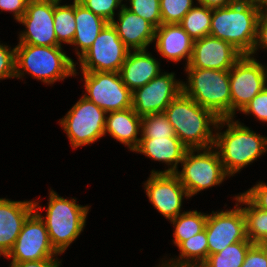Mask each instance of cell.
<instances>
[{
  "label": "cell",
  "instance_id": "obj_1",
  "mask_svg": "<svg viewBox=\"0 0 267 267\" xmlns=\"http://www.w3.org/2000/svg\"><path fill=\"white\" fill-rule=\"evenodd\" d=\"M224 126L227 129L219 132ZM215 131L213 147L229 176L241 171L267 151V137L250 130L238 120L234 121V117L220 118Z\"/></svg>",
  "mask_w": 267,
  "mask_h": 267
},
{
  "label": "cell",
  "instance_id": "obj_2",
  "mask_svg": "<svg viewBox=\"0 0 267 267\" xmlns=\"http://www.w3.org/2000/svg\"><path fill=\"white\" fill-rule=\"evenodd\" d=\"M164 114L173 126L175 135L188 149L213 147L215 130L212 129L216 127L219 118L211 110L181 92L167 106Z\"/></svg>",
  "mask_w": 267,
  "mask_h": 267
},
{
  "label": "cell",
  "instance_id": "obj_3",
  "mask_svg": "<svg viewBox=\"0 0 267 267\" xmlns=\"http://www.w3.org/2000/svg\"><path fill=\"white\" fill-rule=\"evenodd\" d=\"M261 10L241 0L229 6L214 8L209 35L230 43L243 55H250Z\"/></svg>",
  "mask_w": 267,
  "mask_h": 267
},
{
  "label": "cell",
  "instance_id": "obj_4",
  "mask_svg": "<svg viewBox=\"0 0 267 267\" xmlns=\"http://www.w3.org/2000/svg\"><path fill=\"white\" fill-rule=\"evenodd\" d=\"M24 72L44 84H54L77 74L76 63L62 46L18 44L15 46V78L20 79Z\"/></svg>",
  "mask_w": 267,
  "mask_h": 267
},
{
  "label": "cell",
  "instance_id": "obj_5",
  "mask_svg": "<svg viewBox=\"0 0 267 267\" xmlns=\"http://www.w3.org/2000/svg\"><path fill=\"white\" fill-rule=\"evenodd\" d=\"M48 201L45 216L39 212L44 207L33 200L34 210L44 221L53 248L62 254L83 231L90 207L77 204L74 198H63L51 189Z\"/></svg>",
  "mask_w": 267,
  "mask_h": 267
},
{
  "label": "cell",
  "instance_id": "obj_6",
  "mask_svg": "<svg viewBox=\"0 0 267 267\" xmlns=\"http://www.w3.org/2000/svg\"><path fill=\"white\" fill-rule=\"evenodd\" d=\"M187 83L182 92L200 106L211 110L219 119L231 117L229 70L185 68Z\"/></svg>",
  "mask_w": 267,
  "mask_h": 267
},
{
  "label": "cell",
  "instance_id": "obj_7",
  "mask_svg": "<svg viewBox=\"0 0 267 267\" xmlns=\"http://www.w3.org/2000/svg\"><path fill=\"white\" fill-rule=\"evenodd\" d=\"M181 166L182 170L176 171L175 174L189 197L215 185H220L229 176L214 147L188 149Z\"/></svg>",
  "mask_w": 267,
  "mask_h": 267
},
{
  "label": "cell",
  "instance_id": "obj_8",
  "mask_svg": "<svg viewBox=\"0 0 267 267\" xmlns=\"http://www.w3.org/2000/svg\"><path fill=\"white\" fill-rule=\"evenodd\" d=\"M106 115L103 109L81 96L59 122L74 149L92 144L105 135Z\"/></svg>",
  "mask_w": 267,
  "mask_h": 267
},
{
  "label": "cell",
  "instance_id": "obj_9",
  "mask_svg": "<svg viewBox=\"0 0 267 267\" xmlns=\"http://www.w3.org/2000/svg\"><path fill=\"white\" fill-rule=\"evenodd\" d=\"M129 51L116 29L108 23L78 59L81 72H119Z\"/></svg>",
  "mask_w": 267,
  "mask_h": 267
},
{
  "label": "cell",
  "instance_id": "obj_10",
  "mask_svg": "<svg viewBox=\"0 0 267 267\" xmlns=\"http://www.w3.org/2000/svg\"><path fill=\"white\" fill-rule=\"evenodd\" d=\"M231 117L267 86V66L256 58L243 55L229 70Z\"/></svg>",
  "mask_w": 267,
  "mask_h": 267
},
{
  "label": "cell",
  "instance_id": "obj_11",
  "mask_svg": "<svg viewBox=\"0 0 267 267\" xmlns=\"http://www.w3.org/2000/svg\"><path fill=\"white\" fill-rule=\"evenodd\" d=\"M85 94L106 113L132 107V92L124 85L119 72H82Z\"/></svg>",
  "mask_w": 267,
  "mask_h": 267
},
{
  "label": "cell",
  "instance_id": "obj_12",
  "mask_svg": "<svg viewBox=\"0 0 267 267\" xmlns=\"http://www.w3.org/2000/svg\"><path fill=\"white\" fill-rule=\"evenodd\" d=\"M175 74L161 72L132 92V108L139 116L162 113L182 92V82Z\"/></svg>",
  "mask_w": 267,
  "mask_h": 267
},
{
  "label": "cell",
  "instance_id": "obj_13",
  "mask_svg": "<svg viewBox=\"0 0 267 267\" xmlns=\"http://www.w3.org/2000/svg\"><path fill=\"white\" fill-rule=\"evenodd\" d=\"M57 255L59 253L51 244L44 221L34 211L25 221L16 242L5 258H12L11 262H25Z\"/></svg>",
  "mask_w": 267,
  "mask_h": 267
},
{
  "label": "cell",
  "instance_id": "obj_14",
  "mask_svg": "<svg viewBox=\"0 0 267 267\" xmlns=\"http://www.w3.org/2000/svg\"><path fill=\"white\" fill-rule=\"evenodd\" d=\"M209 255L222 251L226 246L239 241H249L242 208L236 203L233 209L212 211L205 224Z\"/></svg>",
  "mask_w": 267,
  "mask_h": 267
},
{
  "label": "cell",
  "instance_id": "obj_15",
  "mask_svg": "<svg viewBox=\"0 0 267 267\" xmlns=\"http://www.w3.org/2000/svg\"><path fill=\"white\" fill-rule=\"evenodd\" d=\"M18 22L26 28L20 33L18 44L62 46L54 31V0H29Z\"/></svg>",
  "mask_w": 267,
  "mask_h": 267
},
{
  "label": "cell",
  "instance_id": "obj_16",
  "mask_svg": "<svg viewBox=\"0 0 267 267\" xmlns=\"http://www.w3.org/2000/svg\"><path fill=\"white\" fill-rule=\"evenodd\" d=\"M144 188L154 208L170 221L181 214L183 198H190L175 173H151Z\"/></svg>",
  "mask_w": 267,
  "mask_h": 267
},
{
  "label": "cell",
  "instance_id": "obj_17",
  "mask_svg": "<svg viewBox=\"0 0 267 267\" xmlns=\"http://www.w3.org/2000/svg\"><path fill=\"white\" fill-rule=\"evenodd\" d=\"M242 56L230 43L208 35L194 41L192 57L185 68L230 70Z\"/></svg>",
  "mask_w": 267,
  "mask_h": 267
},
{
  "label": "cell",
  "instance_id": "obj_18",
  "mask_svg": "<svg viewBox=\"0 0 267 267\" xmlns=\"http://www.w3.org/2000/svg\"><path fill=\"white\" fill-rule=\"evenodd\" d=\"M33 201L0 198V251L5 256L12 249L27 218L34 212Z\"/></svg>",
  "mask_w": 267,
  "mask_h": 267
},
{
  "label": "cell",
  "instance_id": "obj_19",
  "mask_svg": "<svg viewBox=\"0 0 267 267\" xmlns=\"http://www.w3.org/2000/svg\"><path fill=\"white\" fill-rule=\"evenodd\" d=\"M118 21H111L119 38L130 50H146L154 42L155 27L144 18L132 13L126 4L119 9Z\"/></svg>",
  "mask_w": 267,
  "mask_h": 267
},
{
  "label": "cell",
  "instance_id": "obj_20",
  "mask_svg": "<svg viewBox=\"0 0 267 267\" xmlns=\"http://www.w3.org/2000/svg\"><path fill=\"white\" fill-rule=\"evenodd\" d=\"M155 48L157 52L172 62L186 60V66L189 64L194 40L182 28L179 23L161 24L155 29Z\"/></svg>",
  "mask_w": 267,
  "mask_h": 267
},
{
  "label": "cell",
  "instance_id": "obj_21",
  "mask_svg": "<svg viewBox=\"0 0 267 267\" xmlns=\"http://www.w3.org/2000/svg\"><path fill=\"white\" fill-rule=\"evenodd\" d=\"M188 148L178 137L141 138L138 147L133 151L145 155L151 160L164 162L168 169L152 170L151 173H175Z\"/></svg>",
  "mask_w": 267,
  "mask_h": 267
},
{
  "label": "cell",
  "instance_id": "obj_22",
  "mask_svg": "<svg viewBox=\"0 0 267 267\" xmlns=\"http://www.w3.org/2000/svg\"><path fill=\"white\" fill-rule=\"evenodd\" d=\"M124 85L133 92L161 73L160 63L146 50H130L119 71Z\"/></svg>",
  "mask_w": 267,
  "mask_h": 267
},
{
  "label": "cell",
  "instance_id": "obj_23",
  "mask_svg": "<svg viewBox=\"0 0 267 267\" xmlns=\"http://www.w3.org/2000/svg\"><path fill=\"white\" fill-rule=\"evenodd\" d=\"M142 117L133 108L120 111L108 112L105 121V134L109 133L112 138L126 145L130 151H134L140 139ZM140 132V133H138Z\"/></svg>",
  "mask_w": 267,
  "mask_h": 267
},
{
  "label": "cell",
  "instance_id": "obj_24",
  "mask_svg": "<svg viewBox=\"0 0 267 267\" xmlns=\"http://www.w3.org/2000/svg\"><path fill=\"white\" fill-rule=\"evenodd\" d=\"M75 21L76 29L71 45L77 47L75 51L79 59L91 47L98 34L108 22L94 14L76 0Z\"/></svg>",
  "mask_w": 267,
  "mask_h": 267
},
{
  "label": "cell",
  "instance_id": "obj_25",
  "mask_svg": "<svg viewBox=\"0 0 267 267\" xmlns=\"http://www.w3.org/2000/svg\"><path fill=\"white\" fill-rule=\"evenodd\" d=\"M178 249L180 255L176 259H169L167 262L168 264L174 266L200 267L209 256L206 230L204 229L200 233L183 241L178 246Z\"/></svg>",
  "mask_w": 267,
  "mask_h": 267
},
{
  "label": "cell",
  "instance_id": "obj_26",
  "mask_svg": "<svg viewBox=\"0 0 267 267\" xmlns=\"http://www.w3.org/2000/svg\"><path fill=\"white\" fill-rule=\"evenodd\" d=\"M245 216L247 239L253 244H267V211L256 207L243 193L235 196Z\"/></svg>",
  "mask_w": 267,
  "mask_h": 267
},
{
  "label": "cell",
  "instance_id": "obj_27",
  "mask_svg": "<svg viewBox=\"0 0 267 267\" xmlns=\"http://www.w3.org/2000/svg\"><path fill=\"white\" fill-rule=\"evenodd\" d=\"M207 214L193 211H184L171 220L174 230L173 243L178 247L183 241L193 237L205 229Z\"/></svg>",
  "mask_w": 267,
  "mask_h": 267
},
{
  "label": "cell",
  "instance_id": "obj_28",
  "mask_svg": "<svg viewBox=\"0 0 267 267\" xmlns=\"http://www.w3.org/2000/svg\"><path fill=\"white\" fill-rule=\"evenodd\" d=\"M60 1H54V31L57 42L72 44L75 29V0L73 4L61 5Z\"/></svg>",
  "mask_w": 267,
  "mask_h": 267
},
{
  "label": "cell",
  "instance_id": "obj_29",
  "mask_svg": "<svg viewBox=\"0 0 267 267\" xmlns=\"http://www.w3.org/2000/svg\"><path fill=\"white\" fill-rule=\"evenodd\" d=\"M253 245L251 241H239L226 246L222 251L209 255L200 267H241Z\"/></svg>",
  "mask_w": 267,
  "mask_h": 267
},
{
  "label": "cell",
  "instance_id": "obj_30",
  "mask_svg": "<svg viewBox=\"0 0 267 267\" xmlns=\"http://www.w3.org/2000/svg\"><path fill=\"white\" fill-rule=\"evenodd\" d=\"M212 19V8L200 5L193 6L179 23L195 41L209 35Z\"/></svg>",
  "mask_w": 267,
  "mask_h": 267
},
{
  "label": "cell",
  "instance_id": "obj_31",
  "mask_svg": "<svg viewBox=\"0 0 267 267\" xmlns=\"http://www.w3.org/2000/svg\"><path fill=\"white\" fill-rule=\"evenodd\" d=\"M140 138L177 137L164 112L142 116Z\"/></svg>",
  "mask_w": 267,
  "mask_h": 267
},
{
  "label": "cell",
  "instance_id": "obj_32",
  "mask_svg": "<svg viewBox=\"0 0 267 267\" xmlns=\"http://www.w3.org/2000/svg\"><path fill=\"white\" fill-rule=\"evenodd\" d=\"M193 3V0H160L162 24L180 23Z\"/></svg>",
  "mask_w": 267,
  "mask_h": 267
},
{
  "label": "cell",
  "instance_id": "obj_33",
  "mask_svg": "<svg viewBox=\"0 0 267 267\" xmlns=\"http://www.w3.org/2000/svg\"><path fill=\"white\" fill-rule=\"evenodd\" d=\"M128 10L150 22L155 28L162 24L160 0H129Z\"/></svg>",
  "mask_w": 267,
  "mask_h": 267
},
{
  "label": "cell",
  "instance_id": "obj_34",
  "mask_svg": "<svg viewBox=\"0 0 267 267\" xmlns=\"http://www.w3.org/2000/svg\"><path fill=\"white\" fill-rule=\"evenodd\" d=\"M108 23L114 20L115 10L122 8L121 0H76Z\"/></svg>",
  "mask_w": 267,
  "mask_h": 267
},
{
  "label": "cell",
  "instance_id": "obj_35",
  "mask_svg": "<svg viewBox=\"0 0 267 267\" xmlns=\"http://www.w3.org/2000/svg\"><path fill=\"white\" fill-rule=\"evenodd\" d=\"M241 112L252 114L261 122H267V86Z\"/></svg>",
  "mask_w": 267,
  "mask_h": 267
},
{
  "label": "cell",
  "instance_id": "obj_36",
  "mask_svg": "<svg viewBox=\"0 0 267 267\" xmlns=\"http://www.w3.org/2000/svg\"><path fill=\"white\" fill-rule=\"evenodd\" d=\"M15 78V47L0 43V80Z\"/></svg>",
  "mask_w": 267,
  "mask_h": 267
},
{
  "label": "cell",
  "instance_id": "obj_37",
  "mask_svg": "<svg viewBox=\"0 0 267 267\" xmlns=\"http://www.w3.org/2000/svg\"><path fill=\"white\" fill-rule=\"evenodd\" d=\"M241 267H267V244H254Z\"/></svg>",
  "mask_w": 267,
  "mask_h": 267
},
{
  "label": "cell",
  "instance_id": "obj_38",
  "mask_svg": "<svg viewBox=\"0 0 267 267\" xmlns=\"http://www.w3.org/2000/svg\"><path fill=\"white\" fill-rule=\"evenodd\" d=\"M256 207L267 211V184L258 182L243 193Z\"/></svg>",
  "mask_w": 267,
  "mask_h": 267
},
{
  "label": "cell",
  "instance_id": "obj_39",
  "mask_svg": "<svg viewBox=\"0 0 267 267\" xmlns=\"http://www.w3.org/2000/svg\"><path fill=\"white\" fill-rule=\"evenodd\" d=\"M259 48L267 49V8L261 10L257 22L256 40L250 56L254 57L253 54H255Z\"/></svg>",
  "mask_w": 267,
  "mask_h": 267
},
{
  "label": "cell",
  "instance_id": "obj_40",
  "mask_svg": "<svg viewBox=\"0 0 267 267\" xmlns=\"http://www.w3.org/2000/svg\"><path fill=\"white\" fill-rule=\"evenodd\" d=\"M29 0H0V10L13 12L14 19L19 21L26 12Z\"/></svg>",
  "mask_w": 267,
  "mask_h": 267
},
{
  "label": "cell",
  "instance_id": "obj_41",
  "mask_svg": "<svg viewBox=\"0 0 267 267\" xmlns=\"http://www.w3.org/2000/svg\"><path fill=\"white\" fill-rule=\"evenodd\" d=\"M55 256L37 261L11 262L12 267H60L61 261Z\"/></svg>",
  "mask_w": 267,
  "mask_h": 267
},
{
  "label": "cell",
  "instance_id": "obj_42",
  "mask_svg": "<svg viewBox=\"0 0 267 267\" xmlns=\"http://www.w3.org/2000/svg\"><path fill=\"white\" fill-rule=\"evenodd\" d=\"M196 1L200 5L214 9L232 5L238 2L239 0H196Z\"/></svg>",
  "mask_w": 267,
  "mask_h": 267
},
{
  "label": "cell",
  "instance_id": "obj_43",
  "mask_svg": "<svg viewBox=\"0 0 267 267\" xmlns=\"http://www.w3.org/2000/svg\"><path fill=\"white\" fill-rule=\"evenodd\" d=\"M243 3L252 4L261 9L267 8V0H241Z\"/></svg>",
  "mask_w": 267,
  "mask_h": 267
},
{
  "label": "cell",
  "instance_id": "obj_44",
  "mask_svg": "<svg viewBox=\"0 0 267 267\" xmlns=\"http://www.w3.org/2000/svg\"><path fill=\"white\" fill-rule=\"evenodd\" d=\"M158 267H188V266H174V265H170V264H168L166 260H165L164 262H163V260H162V264H161V266H160V264H159Z\"/></svg>",
  "mask_w": 267,
  "mask_h": 267
},
{
  "label": "cell",
  "instance_id": "obj_45",
  "mask_svg": "<svg viewBox=\"0 0 267 267\" xmlns=\"http://www.w3.org/2000/svg\"><path fill=\"white\" fill-rule=\"evenodd\" d=\"M1 255H3V257H5V254H4V253H2V252L0 251V256H1Z\"/></svg>",
  "mask_w": 267,
  "mask_h": 267
}]
</instances>
